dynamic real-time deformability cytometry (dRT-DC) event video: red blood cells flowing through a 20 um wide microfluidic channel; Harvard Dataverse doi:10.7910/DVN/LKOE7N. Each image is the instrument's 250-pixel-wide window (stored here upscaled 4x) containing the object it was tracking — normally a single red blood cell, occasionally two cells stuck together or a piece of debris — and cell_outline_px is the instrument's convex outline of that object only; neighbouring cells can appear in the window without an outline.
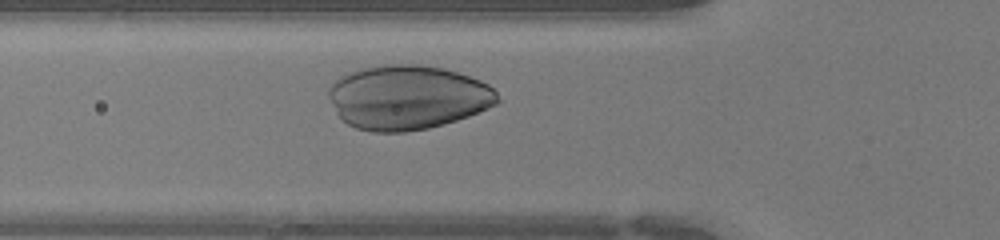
{"species": "human", "species_latin": "Homo sapiens", "temperature_condition": "warm", "stored_images_in_passage": 27, "camera_frame_rate_fps": 3000, "um_per_image_px": 0.085, "donor": {"sex": "female"}, "frame": {"image": 1, "passage_image": 7, "time_ms": 2.0, "image_size_px": [1000, 240], "cell_outline_px": [[500, 100], [496, 104], [468, 116], [456, 120], [428, 128], [404, 132], [372, 132], [356, 128], [348, 124], [340, 116], [328, 96], [328, 88], [340, 76], [348, 72], [360, 68], [384, 64], [420, 64], [444, 68], [480, 80], [488, 84], [496, 92]], "centroid_in_image_um": [34.63, 8.26], "position_along_channel_um": 91.2, "area_um2": 63.18}}
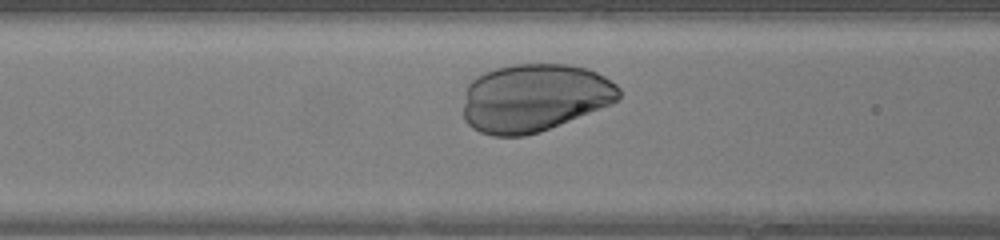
{"frame": {"image": 2, "passage_image": 9, "time_ms": 2.667, "image_size_px": [1000, 240], "cell_outline_px": [[620, 96], [612, 104], [540, 132], [524, 136], [492, 136], [480, 132], [472, 128], [464, 120], [464, 104], [468, 84], [476, 76], [484, 72], [496, 68], [516, 64], [568, 64], [588, 68], [604, 76], [616, 84], [620, 88]], "centroid_in_image_um": [45.42, 8.31], "position_along_channel_um": 121.2, "area_um2": 61.85}}
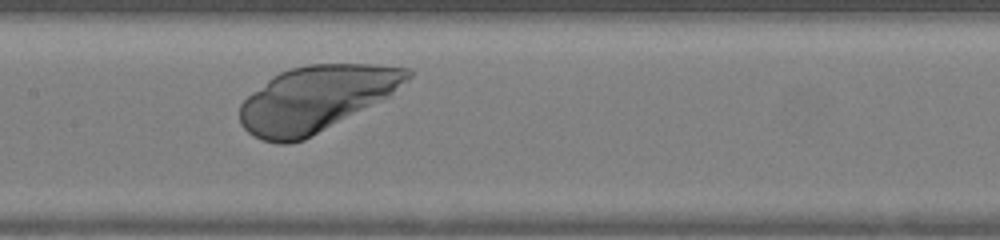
{"frame": {"image": 3, "passage_image": 13, "time_ms": 4.0, "image_size_px": [1000, 240], "cell_outline_px": [[412, 76], [408, 80], [388, 96], [304, 140], [288, 144], [276, 144], [264, 140], [248, 132], [240, 124], [240, 104], [252, 92], [272, 76], [288, 68], [308, 64], [372, 64], [412, 68]], "centroid_in_image_um": [26.84, 8.38], "position_along_channel_um": 180.6, "area_um2": 63.75}}